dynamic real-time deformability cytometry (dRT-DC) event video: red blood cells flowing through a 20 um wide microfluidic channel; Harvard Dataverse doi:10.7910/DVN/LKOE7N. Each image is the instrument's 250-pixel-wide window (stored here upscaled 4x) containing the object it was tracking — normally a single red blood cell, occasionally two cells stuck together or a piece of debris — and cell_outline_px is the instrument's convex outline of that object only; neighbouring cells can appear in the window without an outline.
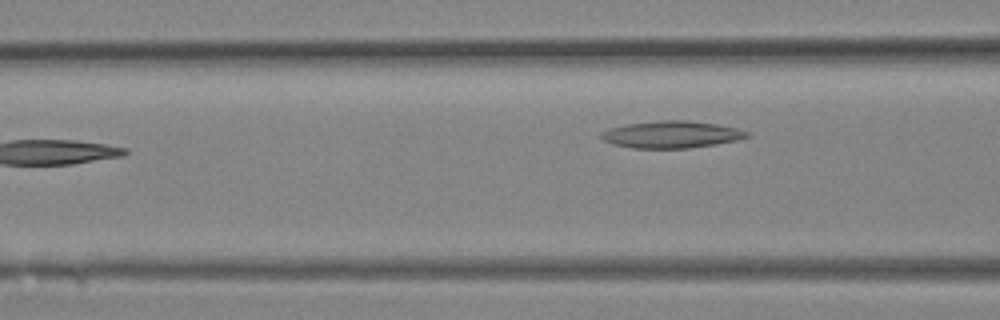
{"species": "Egyptian fruit bat (a non-hibernating species)", "species_latin": "Rousettus aegyptiacus", "temperature_condition": "room temperature", "stored_images_in_passage": 14, "camera_frame_rate_fps": 3000, "um_per_image_px": 0.085, "animal": {"sex": "female"}, "frame": {"image": 1, "passage_image": 14, "time_ms": 4.333, "image_size_px": [1000, 320], "cell_outline_px": [[752, 136], [736, 140], [716, 144], [688, 148], [632, 148], [612, 144], [604, 140], [600, 136], [600, 132], [608, 128], [624, 124], [660, 120], [688, 120], [716, 124], [736, 128], [748, 132]], "centroid_in_image_um": [57.04, 11.43], "position_along_channel_um": 109.6, "area_um2": 23.06}}